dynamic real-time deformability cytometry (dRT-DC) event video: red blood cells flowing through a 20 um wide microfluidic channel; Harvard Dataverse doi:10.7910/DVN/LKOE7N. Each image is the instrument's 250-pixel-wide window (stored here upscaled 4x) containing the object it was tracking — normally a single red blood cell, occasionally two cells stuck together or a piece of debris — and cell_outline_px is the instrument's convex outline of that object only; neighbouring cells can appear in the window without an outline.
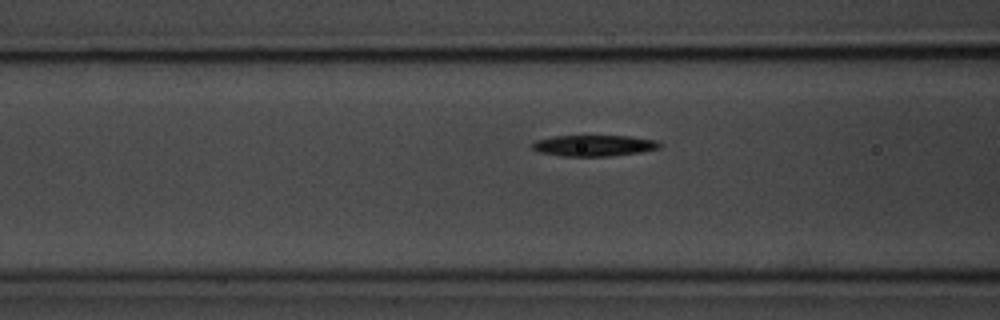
{"species": "common noctule bat (a hibernating species)", "species_latin": "Nyctalus noctula", "temperature_condition": "room temperature", "stored_images_in_passage": 34, "camera_frame_rate_fps": 3000, "um_per_image_px": 0.085, "animal": {"sex": "male", "body_mass_g": 20.1, "forearm_length_mm": 53.5}, "frame": {"image": 1, "passage_image": 11, "time_ms": 3.333, "image_size_px": [1000, 320], "cell_outline_px": [[664, 144], [660, 148], [640, 152], [612, 156], [564, 156], [536, 152], [528, 144], [536, 140], [552, 136], [632, 136], [656, 140]], "centroid_in_image_um": [50.47, 12.37], "position_along_channel_um": 116.1, "area_um2": 15.95}}
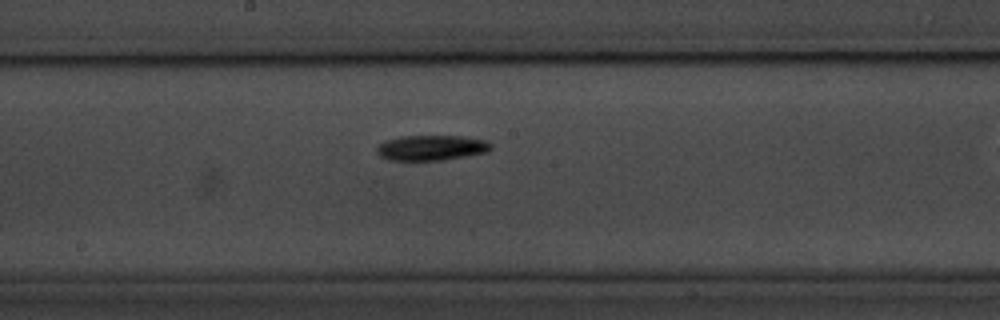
{"frame": {"image": 2, "passage_image": 19, "time_ms": 6.0, "image_size_px": [1000, 320], "cell_outline_px": [[492, 148], [488, 152], [444, 160], [412, 164], [388, 160], [380, 156], [376, 152], [376, 148], [384, 140], [400, 136], [464, 136], [488, 140], [492, 144]], "centroid_in_image_um": [36.62, 12.61], "position_along_channel_um": 211.6, "area_um2": 17.86}}
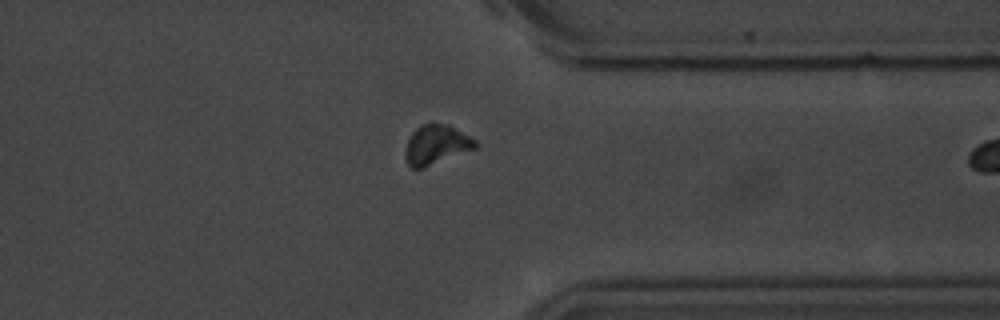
{"frame": {"image": 3, "passage_image": 33, "time_ms": 10.667, "image_size_px": [1000, 320], "cell_outline_px": [[480, 144], [476, 148], [424, 168], [412, 168], [408, 164], [404, 156], [404, 152], [408, 140], [412, 132], [420, 124], [448, 124], [476, 140]], "centroid_in_image_um": [37.08, 12.31], "position_along_channel_um": 374.3, "area_um2": 16.13}}